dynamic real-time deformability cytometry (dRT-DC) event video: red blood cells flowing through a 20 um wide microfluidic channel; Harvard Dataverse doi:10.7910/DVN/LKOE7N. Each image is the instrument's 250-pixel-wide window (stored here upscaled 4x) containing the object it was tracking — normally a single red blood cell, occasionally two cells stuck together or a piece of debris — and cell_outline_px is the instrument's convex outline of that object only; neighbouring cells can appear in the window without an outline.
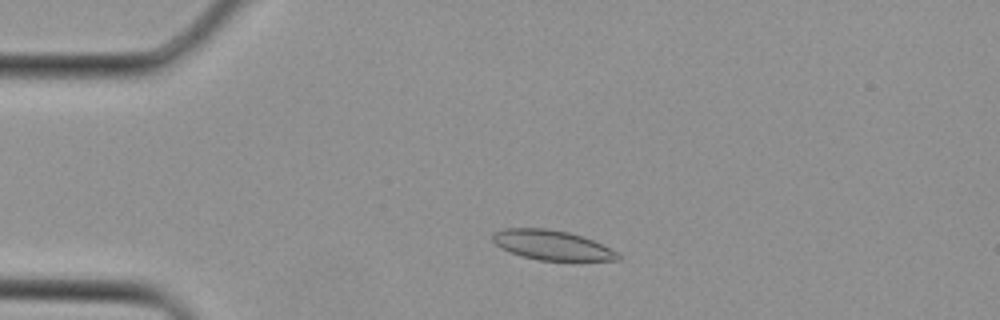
{"species": "Egyptian fruit bat (a non-hibernating species)", "species_latin": "Rousettus aegyptiacus", "temperature_condition": "cold", "stored_images_in_passage": 3, "camera_frame_rate_fps": 3000, "um_per_image_px": 0.085, "animal": {"sex": "female"}, "frame": {"image": 1, "passage_image": 2, "time_ms": 0.333, "image_size_px": [1000, 320], "cell_outline_px": [[620, 260], [540, 260], [524, 256], [500, 248], [492, 240], [492, 232], [504, 228], [544, 228], [568, 232], [592, 240], [616, 252], [620, 256]], "centroid_in_image_um": [46.85, 20.82], "position_along_channel_um": 38.1, "area_um2": 21.27}}